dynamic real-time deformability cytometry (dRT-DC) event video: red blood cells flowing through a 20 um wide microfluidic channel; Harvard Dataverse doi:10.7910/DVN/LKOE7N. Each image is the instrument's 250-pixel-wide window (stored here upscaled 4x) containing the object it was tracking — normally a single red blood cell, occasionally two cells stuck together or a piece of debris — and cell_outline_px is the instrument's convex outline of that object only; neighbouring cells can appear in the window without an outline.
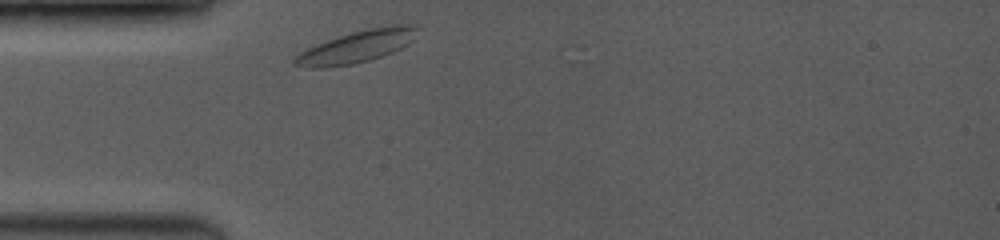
{"species": "common noctule bat (a hibernating species)", "species_latin": "Nyctalus noctula", "temperature_condition": "room temperature", "stored_images_in_passage": 18, "camera_frame_rate_fps": 3500, "um_per_image_px": 0.085, "animal": {"sex": "female", "body_mass_g": 19.0, "forearm_length_mm": 53.3}, "frame": {"image": 1, "passage_image": 1, "time_ms": 0.0, "image_size_px": [1000, 240], "cell_outline_px": [[420, 28], [408, 44], [392, 52], [368, 60], [352, 64], [324, 68], [304, 68], [292, 64], [292, 60], [300, 52], [316, 44], [352, 32], [368, 28], [392, 24], [420, 24]], "centroid_in_image_um": [30.34, 3.95], "position_along_channel_um": 54.7, "area_um2": 22.95}}
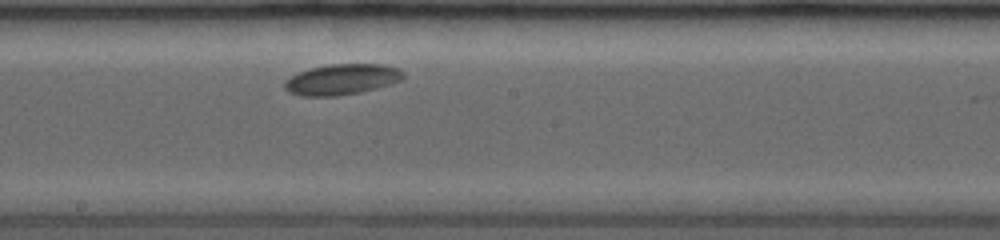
{"frame": {"image": 2, "passage_image": 11, "time_ms": 4.571, "image_size_px": [1000, 240], "cell_outline_px": [[404, 80], [376, 88], [360, 92], [336, 96], [300, 96], [288, 92], [284, 88], [284, 84], [292, 76], [300, 72], [312, 68], [328, 64], [384, 64], [396, 68], [404, 72]], "centroid_in_image_um": [29.09, 6.75], "position_along_channel_um": 219.1, "area_um2": 21.15}}
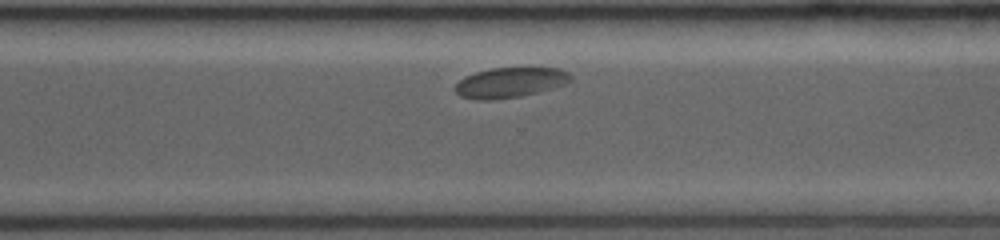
{"frame": {"image": 3, "passage_image": 17, "time_ms": 7.429, "image_size_px": [1000, 240], "cell_outline_px": [[572, 80], [564, 84], [552, 88], [520, 96], [492, 100], [476, 100], [460, 96], [456, 92], [456, 84], [460, 80], [476, 72], [492, 68], [560, 68], [568, 72], [572, 76]], "centroid_in_image_um": [43.37, 7.01], "position_along_channel_um": 327.2, "area_um2": 20.06}}